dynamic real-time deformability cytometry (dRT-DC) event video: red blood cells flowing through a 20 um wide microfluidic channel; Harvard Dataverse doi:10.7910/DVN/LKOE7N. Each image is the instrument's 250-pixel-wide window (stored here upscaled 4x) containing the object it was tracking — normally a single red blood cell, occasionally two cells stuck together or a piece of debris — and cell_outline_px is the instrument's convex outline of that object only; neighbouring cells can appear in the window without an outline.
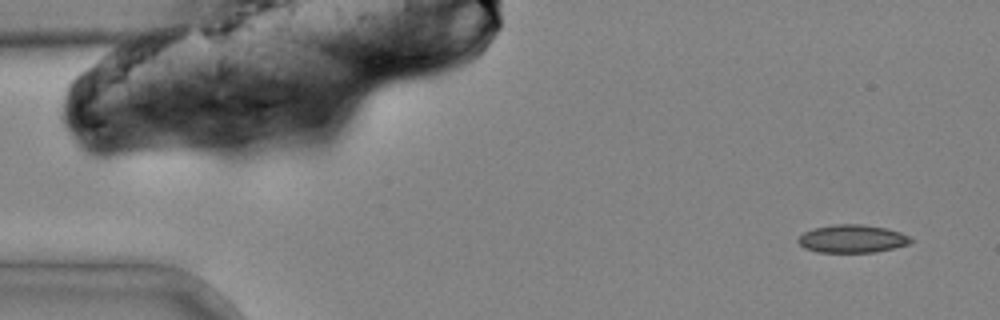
{"species": "common noctule bat (a hibernating species)", "species_latin": "Nyctalus noctula", "temperature_condition": "cold", "stored_images_in_passage": 4, "camera_frame_rate_fps": 3000, "um_per_image_px": 0.085, "animal": {"sex": "male", "body_mass_g": 20.4}, "frame": {"image": 1, "passage_image": 1, "time_ms": 0.0, "image_size_px": [1000, 320], "cell_outline_px": [[912, 240], [908, 244], [876, 252], [816, 252], [804, 248], [796, 240], [804, 232], [812, 228], [832, 224], [864, 224], [888, 228], [900, 232], [908, 236]], "centroid_in_image_um": [72.4, 20.28], "position_along_channel_um": 12.6, "area_um2": 18.44}}